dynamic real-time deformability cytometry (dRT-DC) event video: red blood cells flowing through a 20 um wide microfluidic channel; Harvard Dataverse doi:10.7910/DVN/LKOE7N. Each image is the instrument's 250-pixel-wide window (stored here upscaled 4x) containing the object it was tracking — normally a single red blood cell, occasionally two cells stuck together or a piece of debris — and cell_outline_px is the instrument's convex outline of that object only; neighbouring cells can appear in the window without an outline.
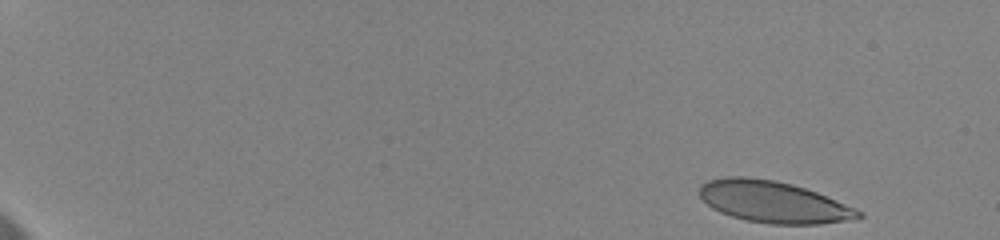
{"species": "human", "species_latin": "Homo sapiens", "temperature_condition": "cold", "stored_images_in_passage": 75, "camera_frame_rate_fps": 3000, "um_per_image_px": 0.085, "donor": {"sex": "female"}, "frame": {"image": 1, "passage_image": 1, "time_ms": 0.0, "image_size_px": [1000, 240], "cell_outline_px": [[864, 216], [848, 220], [820, 224], [768, 224], [748, 220], [732, 216], [720, 212], [712, 208], [696, 192], [700, 184], [708, 180], [728, 176], [744, 176], [776, 180], [792, 184], [816, 192], [856, 208], [864, 212]], "centroid_in_image_um": [65.72, 17.15], "position_along_channel_um": 19.3, "area_um2": 38.61}}
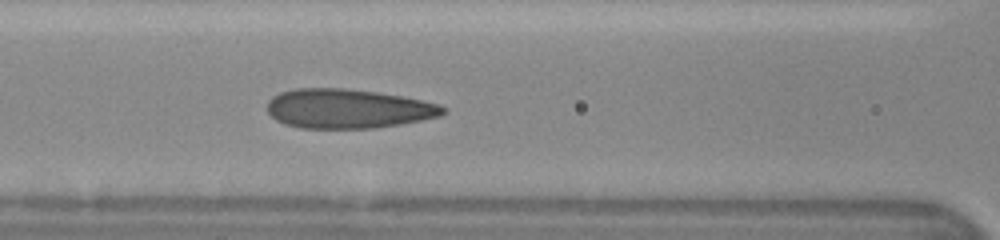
{"frame": {"image": 2, "passage_image": 33, "time_ms": 8.0, "image_size_px": [1000, 240], "cell_outline_px": [[448, 112], [440, 116], [400, 124], [376, 128], [300, 128], [284, 124], [276, 120], [268, 112], [268, 100], [272, 96], [280, 92], [296, 88], [344, 88], [376, 92], [400, 96], [440, 104], [448, 108]], "centroid_in_image_um": [29.57, 9.24], "position_along_channel_um": 137.0, "area_um2": 40.4}}
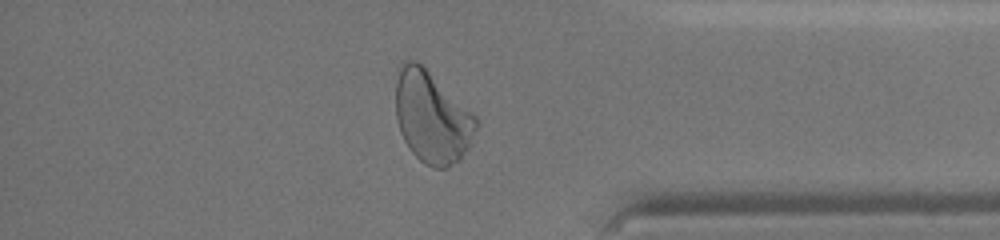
{"frame": {"image": 3, "passage_image": 65, "time_ms": 15.667, "image_size_px": [1000, 240], "cell_outline_px": [[476, 128], [468, 148], [460, 160], [448, 168], [432, 168], [424, 164], [408, 148], [400, 132], [396, 116], [396, 80], [400, 64], [404, 60], [416, 60], [476, 116]], "centroid_in_image_um": [36.68, 9.99], "position_along_channel_um": 398.5, "area_um2": 42.6}, "authors_computed_cell_mechanics": {"area_um2": 39.7086, "velocity_mm_per_s": 3.5375, "shape_relaxation_time_tau1_ms": 5.8048, "shape_relaxation_time_tau2_ms": 0.7733, "deformation_change_tau1": 0.1946, "deformation_change_tau2": 0.0822}}